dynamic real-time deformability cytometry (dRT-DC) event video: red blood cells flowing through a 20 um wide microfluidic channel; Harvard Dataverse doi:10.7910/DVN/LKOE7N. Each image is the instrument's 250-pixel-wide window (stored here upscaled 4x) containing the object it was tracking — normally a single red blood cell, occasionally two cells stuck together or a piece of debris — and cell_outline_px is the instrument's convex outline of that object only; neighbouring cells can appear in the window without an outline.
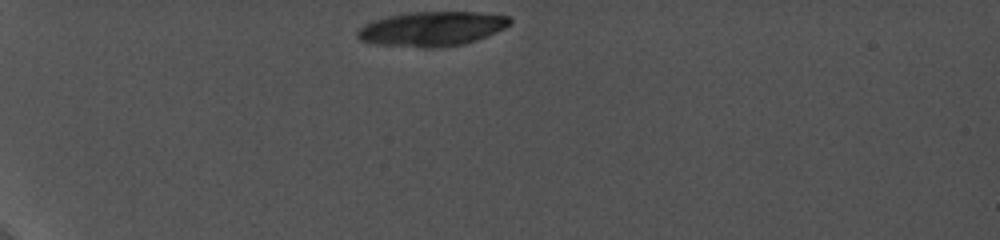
{"species": "common noctule bat (a hibernating species)", "species_latin": "Nyctalus noctula", "temperature_condition": "cold", "stored_images_in_passage": 5, "camera_frame_rate_fps": 5000, "um_per_image_px": 0.085, "animal": {"sex": "female", "body_mass_g": 19.0, "forearm_length_mm": 56.7}, "frame": {"image": 1, "passage_image": 1, "time_ms": 0.0, "image_size_px": [1000, 240], "cell_outline_px": [[512, 24], [488, 36], [464, 44], [444, 48], [420, 48], [368, 44], [360, 40], [356, 36], [356, 32], [364, 24], [388, 16], [404, 12], [480, 12], [508, 16], [512, 20]], "centroid_in_image_um": [36.69, 2.47], "position_along_channel_um": 48.3, "area_um2": 31.27}}